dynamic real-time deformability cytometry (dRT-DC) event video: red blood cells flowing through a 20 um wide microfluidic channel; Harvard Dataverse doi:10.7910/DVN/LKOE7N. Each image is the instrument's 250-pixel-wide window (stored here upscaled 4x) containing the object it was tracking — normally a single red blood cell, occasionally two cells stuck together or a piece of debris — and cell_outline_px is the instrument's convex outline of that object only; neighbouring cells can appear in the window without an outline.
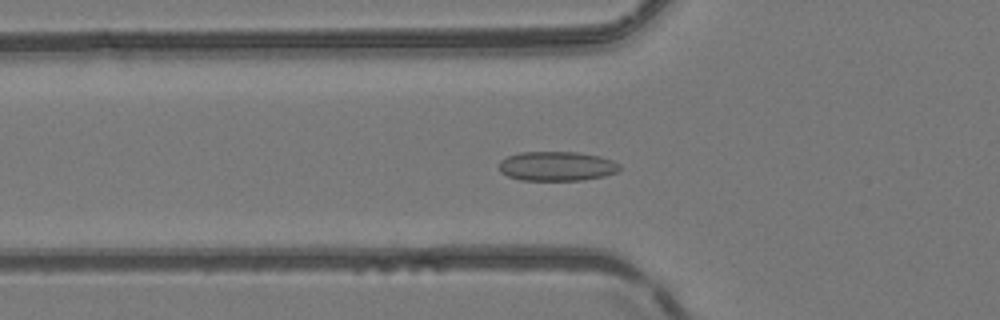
{"species": "common noctule bat (a hibernating species)", "species_latin": "Nyctalus noctula", "temperature_condition": "room temperature", "stored_images_in_passage": 39, "camera_frame_rate_fps": 3000, "um_per_image_px": 0.085, "animal": {"sex": "female", "body_mass_g": 24.6, "forearm_length_mm": 56.2}, "frame": {"image": 1, "passage_image": 6, "time_ms": 1.667, "image_size_px": [1000, 320], "cell_outline_px": [[620, 168], [616, 172], [604, 176], [584, 180], [520, 180], [508, 176], [500, 172], [500, 160], [508, 156], [520, 152], [576, 152], [600, 156], [612, 160], [620, 164]], "centroid_in_image_um": [47.33, 14.12], "position_along_channel_um": 78.5, "area_um2": 20.69}}
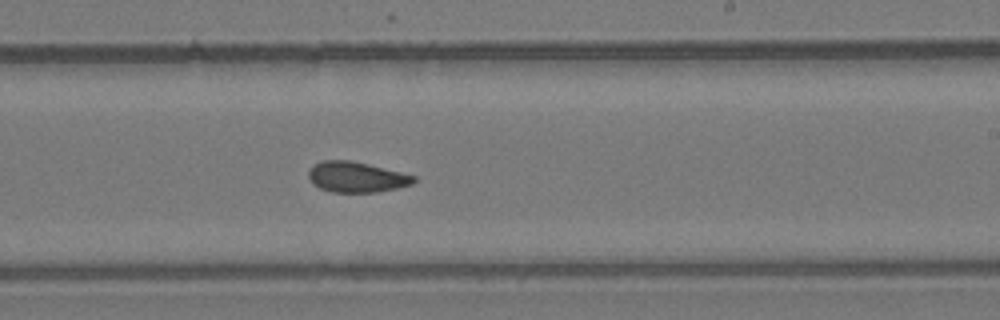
{"frame": {"image": 2, "passage_image": 19, "time_ms": 6.0, "image_size_px": [1000, 320], "cell_outline_px": [[416, 180], [412, 184], [396, 188], [376, 192], [332, 192], [320, 188], [312, 184], [308, 176], [308, 172], [312, 164], [320, 160], [348, 160], [368, 164], [416, 176]], "centroid_in_image_um": [30.25, 15.04], "position_along_channel_um": 258.8, "area_um2": 18.73}}
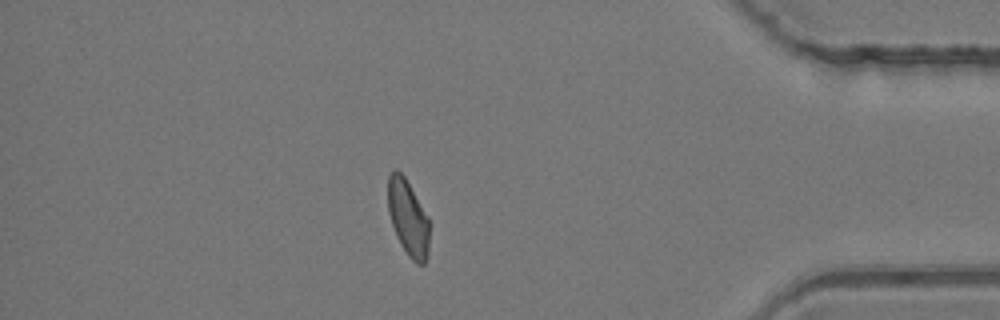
{"frame": {"image": 3, "passage_image": 32, "time_ms": 10.333, "image_size_px": [1000, 320], "cell_outline_px": [[432, 224], [428, 256], [424, 264], [416, 264], [408, 256], [400, 244], [396, 236], [388, 212], [388, 176], [396, 168], [404, 176], [428, 216]], "centroid_in_image_um": [34.73, 18.57], "position_along_channel_um": 400.5, "area_um2": 18.84}, "authors_computed_cell_mechanics": {"area_um2": 19.0162, "velocity_mm_per_s": 4.156, "shape_relaxation_time_tau1_ms": null, "shape_relaxation_time_tau2_ms": 2.0807, "deformation_change_tau1": null, "deformation_change_tau2": 0.0666}}